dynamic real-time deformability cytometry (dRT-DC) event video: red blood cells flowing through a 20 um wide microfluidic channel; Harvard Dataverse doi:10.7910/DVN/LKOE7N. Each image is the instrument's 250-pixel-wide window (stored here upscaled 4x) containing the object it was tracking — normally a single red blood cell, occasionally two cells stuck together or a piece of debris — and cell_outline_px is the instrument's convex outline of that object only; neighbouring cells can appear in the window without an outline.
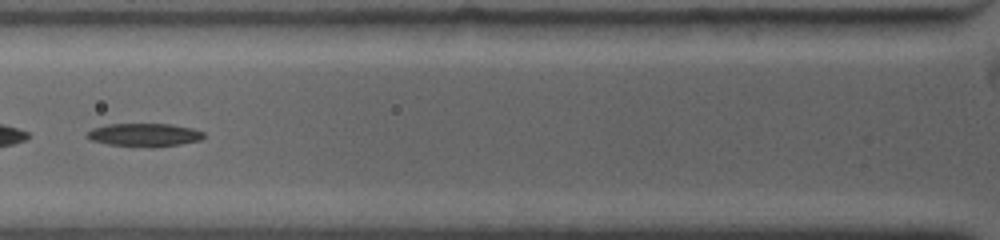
{"species": "common noctule bat (a hibernating species)", "species_latin": "Nyctalus noctula", "temperature_condition": "warm", "stored_images_in_passage": 10, "camera_frame_rate_fps": 4500, "um_per_image_px": 0.085, "animal": {"sex": "female", "body_mass_g": 19.0, "forearm_length_mm": 53.3}, "frame": {"image": 1, "passage_image": 4, "time_ms": 1.778, "image_size_px": [1000, 240], "cell_outline_px": [[204, 136], [200, 140], [180, 144], [152, 148], [108, 144], [92, 140], [84, 136], [88, 132], [96, 128], [108, 124], [168, 124], [188, 128], [204, 132]], "centroid_in_image_um": [12.26, 11.48], "position_along_channel_um": 113.5, "area_um2": 15.55}}
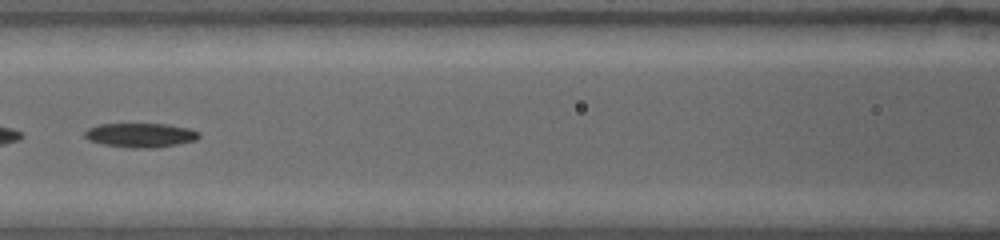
{"frame": {"image": 2, "passage_image": 6, "time_ms": 2.889, "image_size_px": [1000, 240], "cell_outline_px": [[200, 136], [196, 140], [176, 144], [152, 148], [128, 148], [104, 144], [88, 140], [84, 136], [84, 132], [88, 128], [100, 124], [164, 124], [188, 128], [200, 132]], "centroid_in_image_um": [11.93, 11.49], "position_along_channel_um": 154.7, "area_um2": 16.07}}
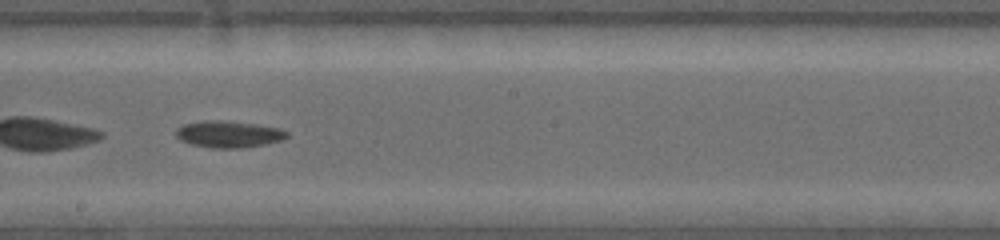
{"frame": {"image": 3, "passage_image": 9, "time_ms": 4.889, "image_size_px": [1000, 240], "cell_outline_px": [[288, 136], [280, 140], [264, 144], [240, 148], [212, 148], [192, 144], [180, 140], [176, 136], [176, 128], [184, 124], [208, 120], [220, 120], [252, 124], [276, 128], [288, 132]], "centroid_in_image_um": [19.38, 11.41], "position_along_channel_um": 228.8, "area_um2": 16.88}}